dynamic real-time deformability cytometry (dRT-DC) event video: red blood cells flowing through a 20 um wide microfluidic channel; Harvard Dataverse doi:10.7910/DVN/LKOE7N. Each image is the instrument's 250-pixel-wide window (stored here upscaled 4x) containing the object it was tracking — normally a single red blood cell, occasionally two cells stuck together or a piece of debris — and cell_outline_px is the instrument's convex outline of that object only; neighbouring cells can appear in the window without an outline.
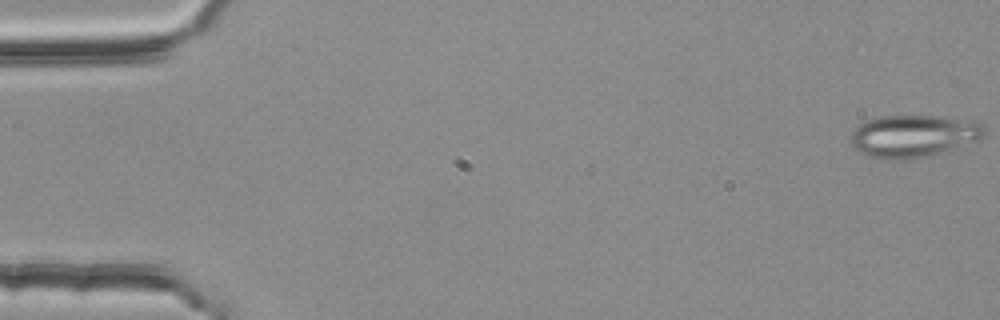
{"species": "common noctule bat (a hibernating species)", "species_latin": "Nyctalus noctula", "temperature_condition": "room temperature", "stored_images_in_passage": 55, "camera_frame_rate_fps": 3000, "um_per_image_px": 0.085, "animal": {"sex": "female", "body_mass_g": 25.1}, "frame": {"image": 1, "passage_image": 1, "time_ms": 0.0, "image_size_px": [1000, 320], "cell_outline_px": [[984, 136], [976, 140], [924, 156], [868, 156], [860, 152], [852, 144], [852, 132], [860, 124], [868, 120], [880, 116], [936, 116], [984, 124]], "centroid_in_image_um": [77.62, 11.5], "position_along_channel_um": 7.4, "area_um2": 30.92}}
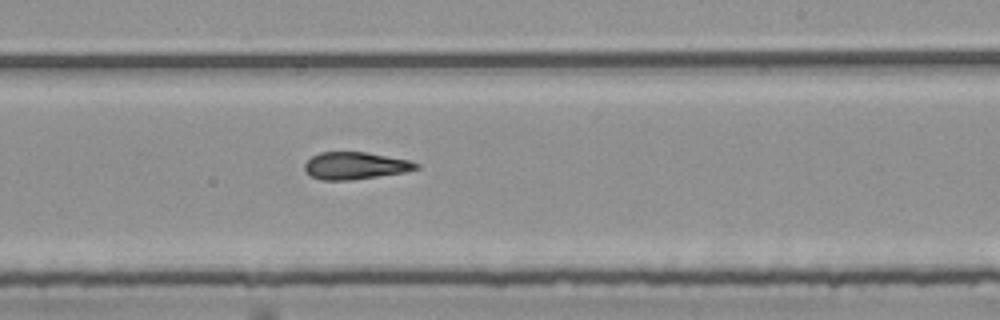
{"frame": {"image": 2, "passage_image": 33, "time_ms": 10.667, "image_size_px": [1000, 320], "cell_outline_px": [[420, 168], [404, 172], [352, 180], [320, 180], [304, 172], [304, 164], [312, 156], [320, 152], [364, 152], [408, 160], [420, 164]], "centroid_in_image_um": [30.16, 14.09], "position_along_channel_um": 258.8, "area_um2": 17.63}}
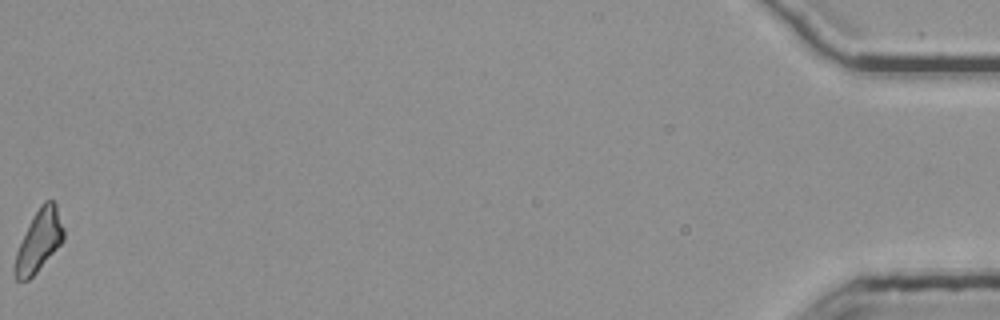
{"frame": {"image": 3, "passage_image": 55, "time_ms": 18.0, "image_size_px": [1000, 320], "cell_outline_px": [[64, 240], [36, 272], [28, 280], [16, 280], [12, 272], [12, 268], [16, 252], [40, 204], [44, 200], [52, 200], [56, 204], [64, 228]], "centroid_in_image_um": [3.3, 20.49], "position_along_channel_um": 431.9, "area_um2": 17.22}, "authors_computed_cell_mechanics": {"area_um2": 18.3226, "velocity_mm_per_s": 3.7796, "shape_relaxation_time_tau1_ms": null, "shape_relaxation_time_tau2_ms": 3.3104, "deformation_change_tau1": null, "deformation_change_tau2": 0.1368}}